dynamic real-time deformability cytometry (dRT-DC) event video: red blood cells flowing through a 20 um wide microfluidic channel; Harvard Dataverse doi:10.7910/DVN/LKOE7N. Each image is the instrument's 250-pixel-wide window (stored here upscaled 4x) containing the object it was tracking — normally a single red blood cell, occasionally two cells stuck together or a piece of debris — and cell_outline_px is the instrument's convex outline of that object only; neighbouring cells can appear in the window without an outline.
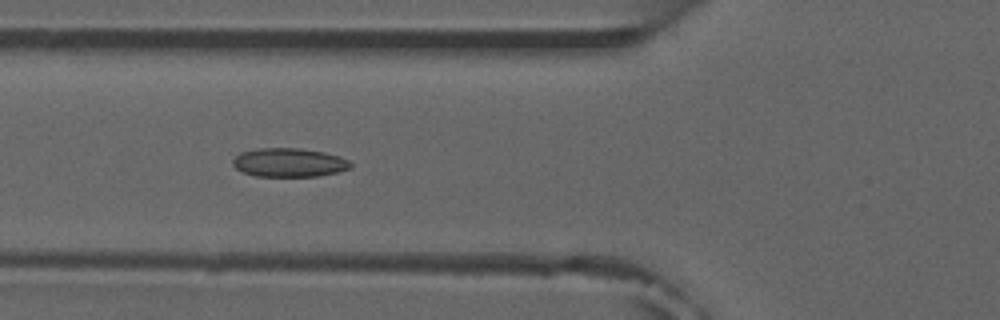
{"species": "common noctule bat (a hibernating species)", "species_latin": "Nyctalus noctula", "temperature_condition": "room temperature", "stored_images_in_passage": 5, "camera_frame_rate_fps": 3000, "um_per_image_px": 0.085, "animal": {"sex": "male", "forearm_length_mm": 52.5}, "frame": {"image": 1, "passage_image": 5, "time_ms": 4.333, "image_size_px": [1000, 320], "cell_outline_px": [[352, 168], [336, 172], [316, 176], [256, 176], [244, 172], [236, 168], [232, 164], [232, 160], [240, 152], [260, 148], [300, 148], [324, 152], [340, 156], [348, 160], [352, 164]], "centroid_in_image_um": [24.58, 13.81], "position_along_channel_um": 101.2, "area_um2": 19.71}}